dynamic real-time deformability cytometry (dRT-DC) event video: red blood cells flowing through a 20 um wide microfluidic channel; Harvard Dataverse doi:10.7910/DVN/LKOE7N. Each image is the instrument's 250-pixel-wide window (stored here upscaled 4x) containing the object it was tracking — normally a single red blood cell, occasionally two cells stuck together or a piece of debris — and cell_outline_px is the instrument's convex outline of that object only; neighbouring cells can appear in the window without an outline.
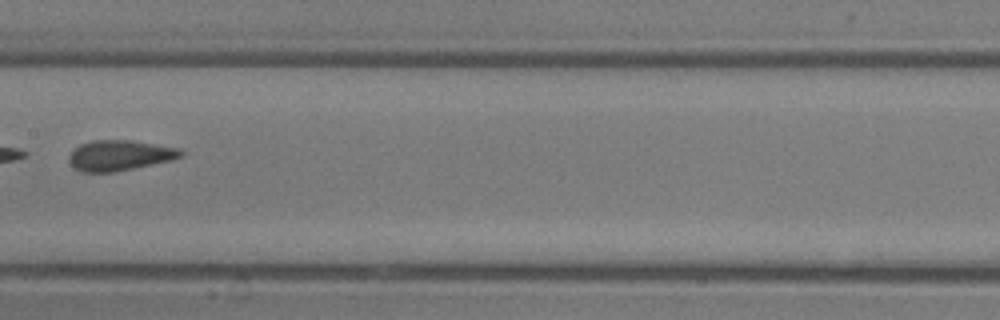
{"species": "common noctule bat (a hibernating species)", "species_latin": "Nyctalus noctula", "temperature_condition": "room temperature", "stored_images_in_passage": 28, "camera_frame_rate_fps": 3000, "um_per_image_px": 0.085, "animal": {"sex": "male", "body_mass_g": 13.3}, "frame": {"image": 1, "passage_image": 13, "time_ms": 4.0, "image_size_px": [1000, 320], "cell_outline_px": [[184, 156], [172, 160], [116, 172], [80, 172], [68, 160], [68, 156], [80, 144], [92, 140], [132, 140], [180, 148], [184, 152]], "centroid_in_image_um": [10.21, 13.2], "position_along_channel_um": 197.2, "area_um2": 19.94}}